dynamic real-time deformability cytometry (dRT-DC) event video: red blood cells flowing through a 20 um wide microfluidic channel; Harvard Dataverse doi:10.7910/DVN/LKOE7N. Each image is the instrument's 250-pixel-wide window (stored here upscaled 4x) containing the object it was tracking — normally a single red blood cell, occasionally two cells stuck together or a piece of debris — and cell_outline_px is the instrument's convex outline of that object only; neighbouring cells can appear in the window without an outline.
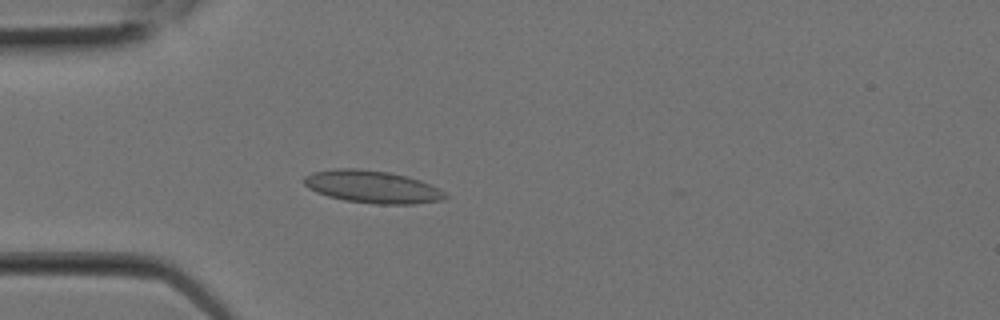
{"species": "Egyptian fruit bat (a non-hibernating species)", "species_latin": "Rousettus aegyptiacus", "temperature_condition": "room temperature", "stored_images_in_passage": 8, "camera_frame_rate_fps": 3000, "um_per_image_px": 0.085, "animal": {"sex": "female"}, "frame": {"image": 1, "passage_image": 6, "time_ms": 1.667, "image_size_px": [1000, 320], "cell_outline_px": [[448, 196], [440, 200], [412, 204], [376, 204], [344, 200], [328, 196], [316, 192], [308, 188], [304, 184], [304, 176], [312, 172], [336, 168], [360, 168], [388, 172], [408, 176], [420, 180], [440, 188]], "centroid_in_image_um": [31.63, 15.87], "position_along_channel_um": 53.4, "area_um2": 26.82}}